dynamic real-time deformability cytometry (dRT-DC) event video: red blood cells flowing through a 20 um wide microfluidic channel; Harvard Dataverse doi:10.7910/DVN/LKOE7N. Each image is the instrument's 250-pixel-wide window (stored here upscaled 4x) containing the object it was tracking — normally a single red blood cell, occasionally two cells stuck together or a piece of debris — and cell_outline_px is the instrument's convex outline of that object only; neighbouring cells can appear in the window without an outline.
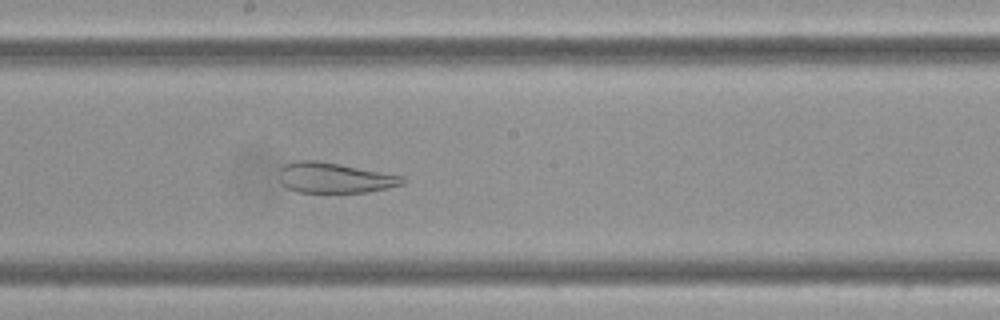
{"species": "Egyptian fruit bat (a non-hibernating species)", "species_latin": "Rousettus aegyptiacus", "temperature_condition": "cold", "stored_images_in_passage": 59, "camera_frame_rate_fps": 3000, "um_per_image_px": 0.085, "frame": {"image": 1, "passage_image": 32, "time_ms": 10.333, "image_size_px": [1000, 320], "cell_outline_px": [[404, 184], [388, 188], [368, 192], [296, 192], [288, 188], [280, 180], [280, 168], [284, 164], [296, 160], [316, 160], [340, 164], [404, 176]], "centroid_in_image_um": [28.44, 15.11], "position_along_channel_um": 219.8, "area_um2": 21.79}}
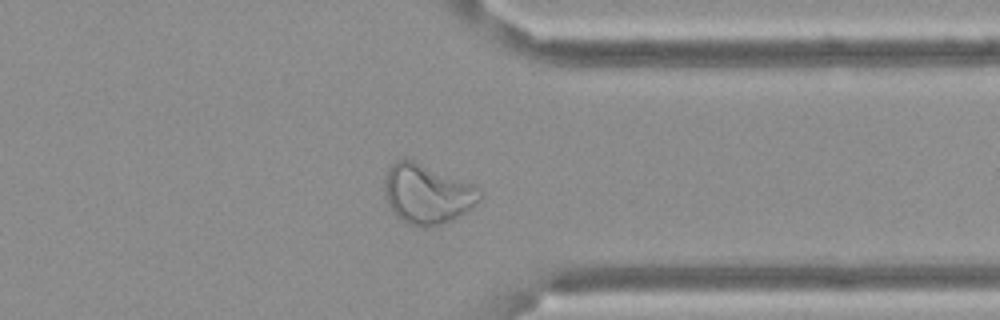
{"frame": {"image": 2, "passage_image": 46, "time_ms": 15.0, "image_size_px": [1000, 320], "cell_outline_px": [[480, 200], [472, 208], [440, 224], [424, 228], [420, 228], [408, 224], [400, 220], [396, 216], [388, 204], [384, 192], [384, 184], [388, 172], [392, 164], [396, 160], [412, 160], [472, 184], [476, 188], [480, 196]], "centroid_in_image_um": [36.26, 16.51], "position_along_channel_um": 375.1, "area_um2": 32.37}}
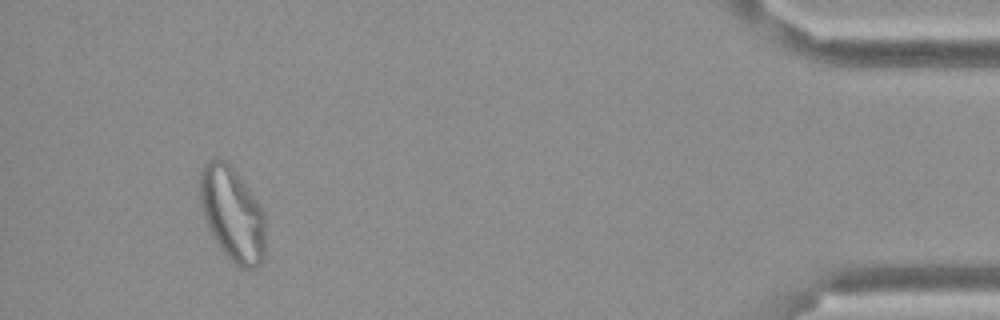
{"frame": {"image": 3, "passage_image": 55, "time_ms": 18.0, "image_size_px": [1000, 320], "cell_outline_px": [[264, 256], [260, 264], [256, 268], [240, 268], [220, 248], [208, 228], [200, 204], [200, 172], [204, 164], [208, 160], [224, 160], [232, 168], [260, 204], [264, 216]], "centroid_in_image_um": [19.74, 18.21], "position_along_channel_um": 415.5, "area_um2": 35.37}}